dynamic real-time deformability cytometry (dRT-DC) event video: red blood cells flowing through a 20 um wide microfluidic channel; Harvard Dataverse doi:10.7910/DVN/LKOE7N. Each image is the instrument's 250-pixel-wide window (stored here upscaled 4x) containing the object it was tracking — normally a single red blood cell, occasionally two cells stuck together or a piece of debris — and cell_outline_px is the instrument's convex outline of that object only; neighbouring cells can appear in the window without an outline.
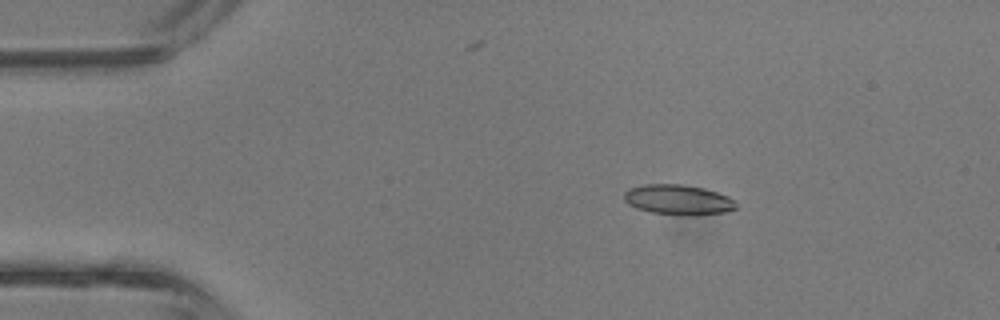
{"species": "common noctule bat (a hibernating species)", "species_latin": "Nyctalus noctula", "temperature_condition": "room temperature", "stored_images_in_passage": 37, "camera_frame_rate_fps": 3000, "um_per_image_px": 0.085, "animal": {"sex": "male", "body_mass_g": 13.3}, "frame": {"image": 1, "passage_image": 2, "time_ms": 0.333, "image_size_px": [1000, 320], "cell_outline_px": [[736, 208], [724, 212], [696, 216], [688, 216], [652, 212], [636, 208], [628, 204], [624, 200], [624, 192], [628, 188], [644, 184], [680, 184], [704, 188], [728, 196], [736, 200]], "centroid_in_image_um": [57.64, 16.98], "position_along_channel_um": 27.4, "area_um2": 19.83}}
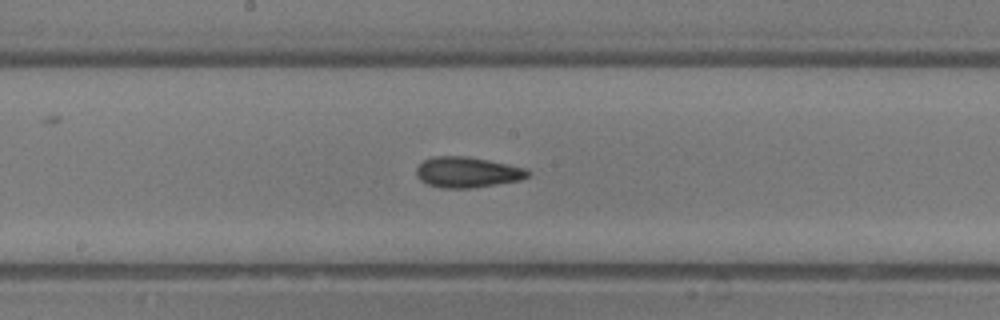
{"frame": {"image": 2, "passage_image": 17, "time_ms": 5.333, "image_size_px": [1000, 320], "cell_outline_px": [[532, 172], [528, 176], [520, 180], [472, 188], [440, 188], [428, 184], [420, 180], [416, 176], [416, 168], [424, 160], [432, 156], [468, 156], [488, 160], [524, 168]], "centroid_in_image_um": [39.69, 14.64], "position_along_channel_um": 208.5, "area_um2": 19.88}}
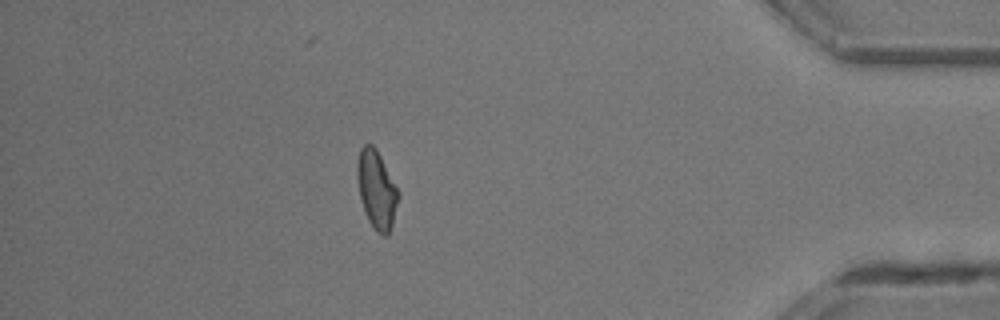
{"frame": {"image": 3, "passage_image": 32, "time_ms": 10.333, "image_size_px": [1000, 320], "cell_outline_px": [[400, 196], [392, 224], [388, 236], [384, 236], [376, 232], [372, 228], [368, 220], [360, 196], [356, 176], [356, 164], [360, 148], [364, 144], [372, 144], [376, 148], [400, 192]], "centroid_in_image_um": [32.01, 16.11], "position_along_channel_um": 403.2, "area_um2": 18.9}, "authors_computed_cell_mechanics": {"area_um2": 19.1896, "velocity_mm_per_s": 4.8394, "shape_relaxation_time_tau1_ms": 5.7215, "shape_relaxation_time_tau2_ms": 3.3309, "deformation_change_tau1": 0.1356, "deformation_change_tau2": 0.1041}}